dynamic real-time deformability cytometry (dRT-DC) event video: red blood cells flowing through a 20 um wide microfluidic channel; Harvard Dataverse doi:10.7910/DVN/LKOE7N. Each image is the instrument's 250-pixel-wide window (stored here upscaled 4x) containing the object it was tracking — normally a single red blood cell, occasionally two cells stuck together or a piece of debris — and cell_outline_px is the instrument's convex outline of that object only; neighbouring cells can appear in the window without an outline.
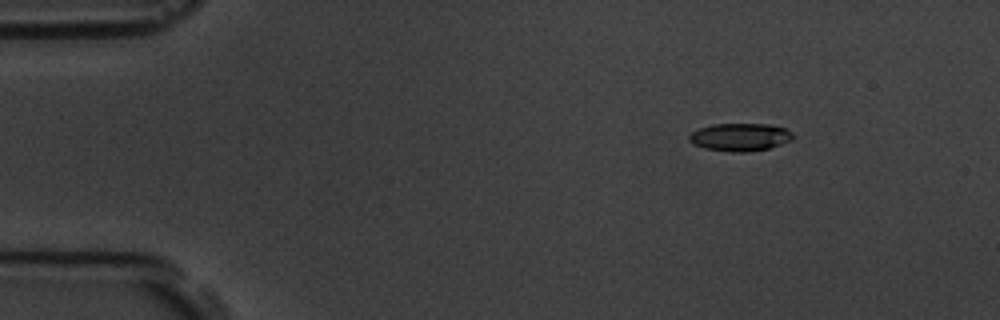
{"species": "common noctule bat (a hibernating species)", "species_latin": "Nyctalus noctula", "temperature_condition": "room temperature", "stored_images_in_passage": 10, "camera_frame_rate_fps": 3000, "um_per_image_px": 0.085, "animal": {"sex": "male", "body_mass_g": 19.5, "forearm_length_mm": 54.6}, "frame": {"image": 1, "passage_image": 2, "time_ms": 1.0, "image_size_px": [1000, 320], "cell_outline_px": [[796, 136], [792, 140], [768, 148], [744, 152], [732, 152], [704, 148], [688, 140], [688, 136], [692, 132], [700, 128], [712, 124], [768, 124], [784, 128], [792, 132]], "centroid_in_image_um": [62.92, 11.64], "position_along_channel_um": 22.1, "area_um2": 16.7}}
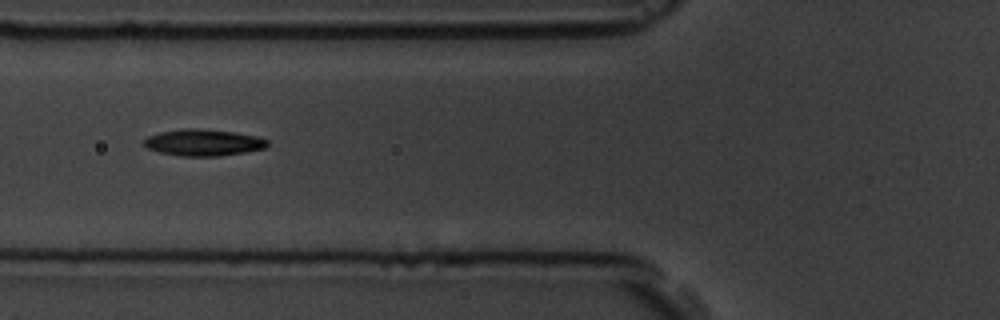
{"frame": {"image": 2, "passage_image": 6, "time_ms": 5.667, "image_size_px": [1000, 320], "cell_outline_px": [[268, 144], [264, 148], [244, 152], [216, 156], [180, 156], [160, 152], [148, 148], [144, 144], [144, 140], [148, 136], [160, 132], [180, 128], [196, 128], [232, 132], [256, 136], [268, 140]], "centroid_in_image_um": [17.26, 12.11], "position_along_channel_um": 108.5, "area_um2": 18.9}}
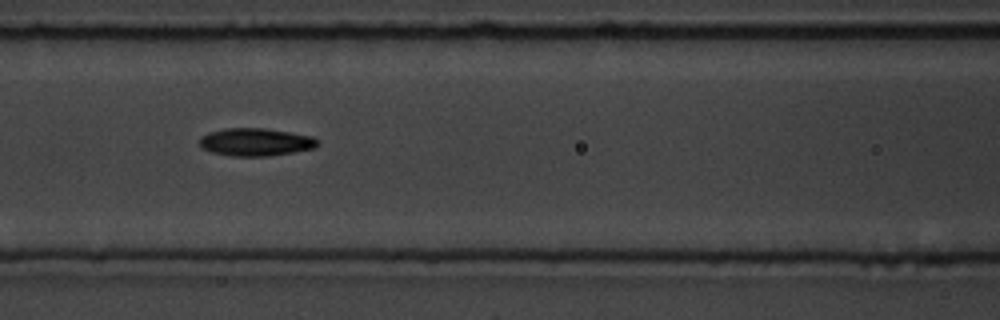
{"frame": {"image": 3, "passage_image": 7, "time_ms": 6.667, "image_size_px": [1000, 320], "cell_outline_px": [[320, 144], [316, 148], [296, 152], [268, 156], [232, 156], [212, 152], [204, 148], [200, 144], [200, 136], [208, 132], [224, 128], [264, 128], [312, 136], [320, 140]], "centroid_in_image_um": [21.77, 12.07], "position_along_channel_um": 144.8, "area_um2": 19.25}}